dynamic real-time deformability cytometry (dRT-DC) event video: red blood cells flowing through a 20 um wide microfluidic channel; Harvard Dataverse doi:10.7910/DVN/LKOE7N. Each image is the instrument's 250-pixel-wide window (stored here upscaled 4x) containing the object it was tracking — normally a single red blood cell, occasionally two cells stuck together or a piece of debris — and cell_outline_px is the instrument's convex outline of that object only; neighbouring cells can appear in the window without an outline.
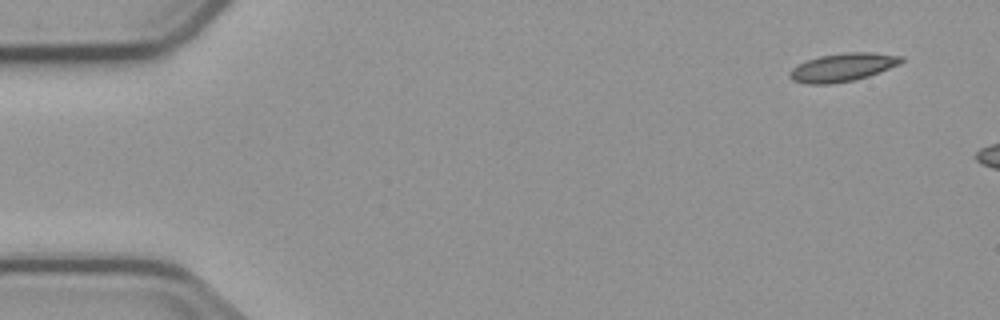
{"species": "common noctule bat (a hibernating species)", "species_latin": "Nyctalus noctula", "temperature_condition": "cold", "stored_images_in_passage": 4, "camera_frame_rate_fps": 3000, "um_per_image_px": 0.085, "animal": {"sex": "male", "body_mass_g": 23.1, "forearm_length_mm": 52.7}, "frame": {"image": 1, "passage_image": 1, "time_ms": 0.0, "image_size_px": [1000, 320], "cell_outline_px": [[904, 60], [900, 64], [880, 72], [868, 76], [852, 80], [832, 84], [808, 84], [792, 80], [788, 76], [788, 72], [792, 68], [808, 60], [820, 56], [844, 52], [872, 52], [904, 56]], "centroid_in_image_um": [71.64, 5.72], "position_along_channel_um": 13.4, "area_um2": 18.38}}